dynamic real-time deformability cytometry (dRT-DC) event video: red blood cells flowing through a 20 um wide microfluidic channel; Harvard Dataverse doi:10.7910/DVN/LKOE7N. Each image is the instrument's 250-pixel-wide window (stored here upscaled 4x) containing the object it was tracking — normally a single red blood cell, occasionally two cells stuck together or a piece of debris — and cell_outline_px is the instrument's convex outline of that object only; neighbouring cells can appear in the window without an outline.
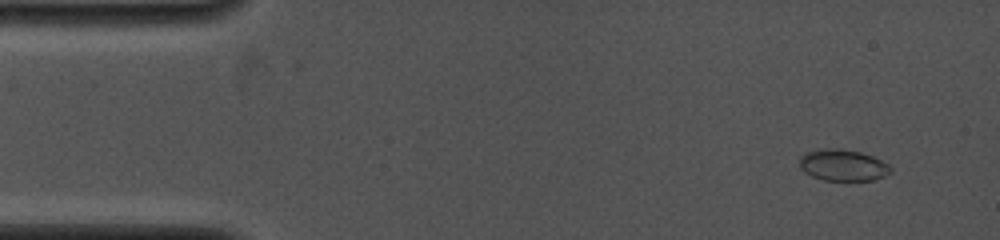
{"species": "common noctule bat (a hibernating species)", "species_latin": "Nyctalus noctula", "temperature_condition": "cold", "stored_images_in_passage": 5, "camera_frame_rate_fps": 4000, "um_per_image_px": 0.085, "animal": {"sex": "female", "body_mass_g": 19.0, "forearm_length_mm": 53.3}, "frame": {"image": 1, "passage_image": 1, "time_ms": 0.0, "image_size_px": [1000, 240], "cell_outline_px": [[892, 172], [884, 176], [872, 180], [824, 180], [812, 176], [804, 172], [800, 168], [800, 156], [804, 152], [828, 148], [840, 148], [860, 152], [872, 156], [888, 164], [892, 168]], "centroid_in_image_um": [71.63, 14.03], "position_along_channel_um": 13.4, "area_um2": 16.7}}
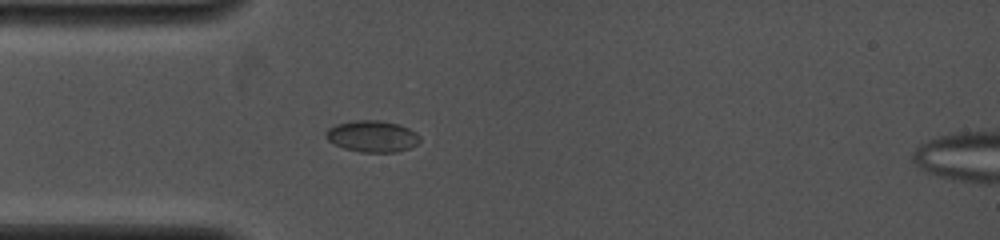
{"frame": {"image": 2, "passage_image": 4, "time_ms": 3.25, "image_size_px": [1000, 240], "cell_outline_px": [[420, 140], [416, 144], [408, 148], [396, 152], [360, 152], [344, 148], [328, 140], [324, 136], [324, 132], [328, 128], [336, 124], [356, 120], [380, 120], [400, 124], [416, 132], [420, 136]], "centroid_in_image_um": [31.63, 11.57], "position_along_channel_um": 53.4, "area_um2": 17.28}}